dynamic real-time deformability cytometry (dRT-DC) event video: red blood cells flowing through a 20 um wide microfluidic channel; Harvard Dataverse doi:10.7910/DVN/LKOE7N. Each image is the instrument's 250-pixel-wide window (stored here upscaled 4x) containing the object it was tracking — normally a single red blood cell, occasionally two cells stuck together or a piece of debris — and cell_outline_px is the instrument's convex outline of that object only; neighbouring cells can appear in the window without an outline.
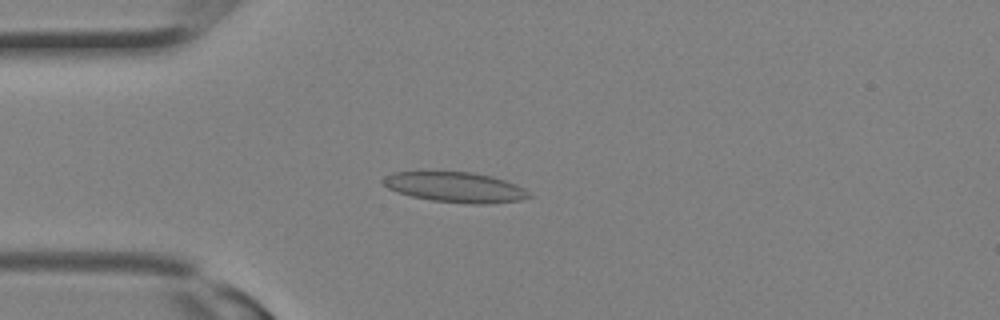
{"species": "Egyptian fruit bat (a non-hibernating species)", "species_latin": "Rousettus aegyptiacus", "temperature_condition": "room temperature", "stored_images_in_passage": 8, "camera_frame_rate_fps": 3000, "um_per_image_px": 0.085, "animal": {"sex": "female"}, "frame": {"image": 1, "passage_image": 5, "time_ms": 1.333, "image_size_px": [1000, 320], "cell_outline_px": [[532, 196], [520, 200], [488, 204], [472, 204], [432, 200], [412, 196], [388, 188], [380, 180], [384, 176], [392, 172], [420, 168], [424, 168], [472, 172], [492, 176], [516, 184], [524, 188]], "centroid_in_image_um": [38.61, 15.84], "position_along_channel_um": 46.4, "area_um2": 26.76}}
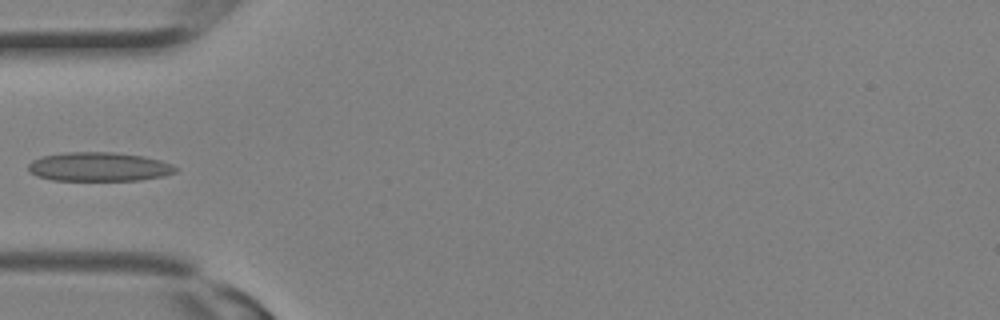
{"frame": {"image": 2, "passage_image": 7, "time_ms": 2.0, "image_size_px": [1000, 320], "cell_outline_px": [[180, 168], [176, 172], [164, 176], [136, 180], [52, 180], [36, 176], [28, 172], [28, 164], [32, 160], [40, 156], [68, 152], [116, 152], [144, 156], [160, 160], [172, 164]], "centroid_in_image_um": [8.41, 14.17], "position_along_channel_um": 76.6, "area_um2": 25.14}}